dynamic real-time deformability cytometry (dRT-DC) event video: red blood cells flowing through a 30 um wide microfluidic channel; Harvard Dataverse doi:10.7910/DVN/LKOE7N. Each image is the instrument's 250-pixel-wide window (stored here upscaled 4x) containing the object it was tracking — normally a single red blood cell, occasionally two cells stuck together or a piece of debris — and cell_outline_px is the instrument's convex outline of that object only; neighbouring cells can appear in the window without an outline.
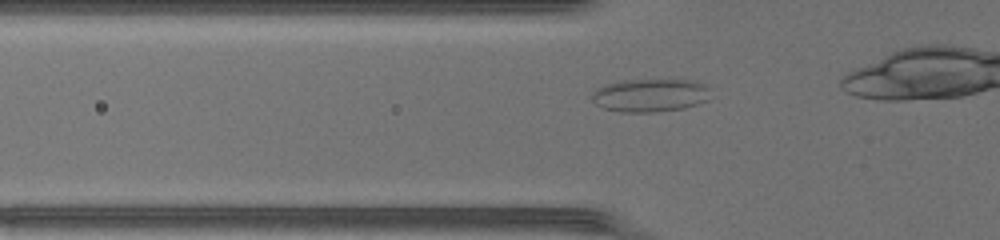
{"species": "common noctule bat (a hibernating species)", "species_latin": "Nyctalus noctula", "temperature_condition": "warm", "stored_images_in_passage": 32, "camera_frame_rate_fps": 3000, "um_per_image_px": 0.085, "animal": {"sex": "female", "body_mass_g": 17.0, "forearm_length_mm": 48.0}, "frame": {"image": 1, "passage_image": 10, "time_ms": 3.0, "image_size_px": [1000, 240], "cell_outline_px": [[708, 100], [684, 108], [656, 112], [620, 112], [604, 108], [596, 104], [592, 100], [592, 92], [596, 88], [604, 84], [620, 80], [696, 80], [704, 84], [708, 88]], "centroid_in_image_um": [55.23, 8.09], "position_along_channel_um": 70.6, "area_um2": 23.0}}
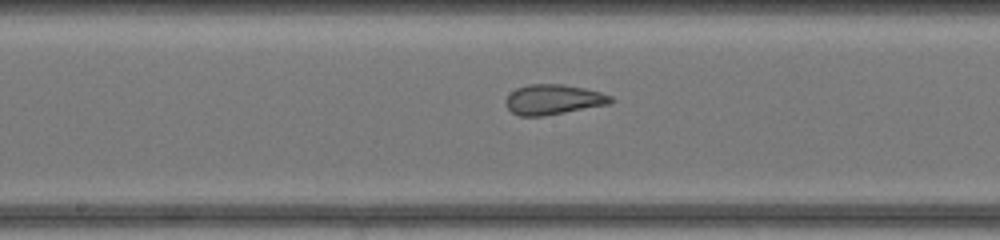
{"frame": {"image": 2, "passage_image": 19, "time_ms": 6.0, "image_size_px": [1000, 240], "cell_outline_px": [[612, 100], [608, 104], [564, 112], [540, 116], [520, 116], [512, 112], [504, 104], [504, 100], [516, 88], [528, 84], [564, 84], [584, 88], [600, 92], [612, 96]], "centroid_in_image_um": [46.99, 8.45], "position_along_channel_um": 201.2, "area_um2": 18.21}}
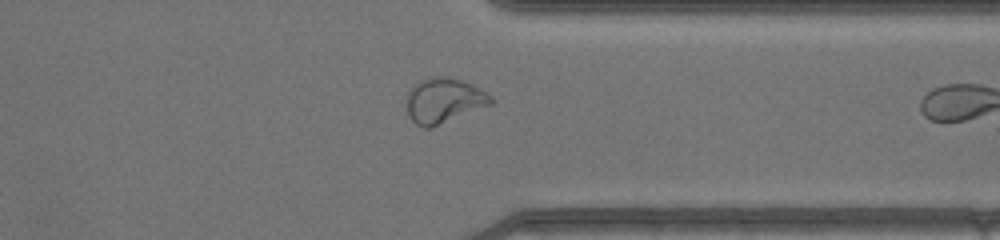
{"frame": {"image": 3, "passage_image": 31, "time_ms": 10.0, "image_size_px": [1000, 240], "cell_outline_px": [[496, 100], [492, 104], [428, 128], [424, 128], [416, 124], [408, 116], [408, 92], [420, 80], [432, 76], [448, 76], [472, 84], [492, 96]], "centroid_in_image_um": [37.75, 8.52], "position_along_channel_um": 373.7, "area_um2": 21.79}}